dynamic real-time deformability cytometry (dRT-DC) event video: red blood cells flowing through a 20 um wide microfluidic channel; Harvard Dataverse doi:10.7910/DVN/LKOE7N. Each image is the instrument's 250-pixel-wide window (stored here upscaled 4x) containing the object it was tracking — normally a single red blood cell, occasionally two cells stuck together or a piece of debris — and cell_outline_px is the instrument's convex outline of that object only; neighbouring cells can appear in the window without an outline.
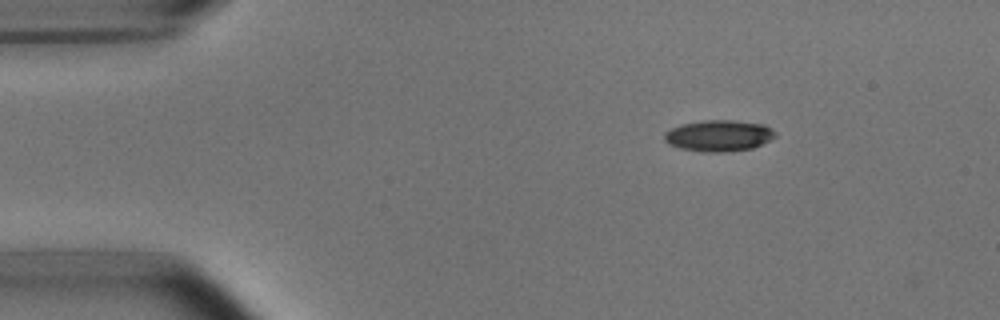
{"species": "common noctule bat (a hibernating species)", "species_latin": "Nyctalus noctula", "temperature_condition": "room temperature", "stored_images_in_passage": 5, "camera_frame_rate_fps": 3000, "um_per_image_px": 0.085, "animal": {"sex": "male", "body_mass_g": 15.6}, "frame": {"image": 1, "passage_image": 2, "time_ms": 0.333, "image_size_px": [1000, 320], "cell_outline_px": [[776, 136], [752, 148], [728, 152], [704, 152], [680, 148], [668, 144], [664, 140], [664, 132], [680, 124], [704, 120], [732, 120], [764, 124], [772, 128], [776, 132]], "centroid_in_image_um": [61.08, 11.53], "position_along_channel_um": 23.9, "area_um2": 20.29}}